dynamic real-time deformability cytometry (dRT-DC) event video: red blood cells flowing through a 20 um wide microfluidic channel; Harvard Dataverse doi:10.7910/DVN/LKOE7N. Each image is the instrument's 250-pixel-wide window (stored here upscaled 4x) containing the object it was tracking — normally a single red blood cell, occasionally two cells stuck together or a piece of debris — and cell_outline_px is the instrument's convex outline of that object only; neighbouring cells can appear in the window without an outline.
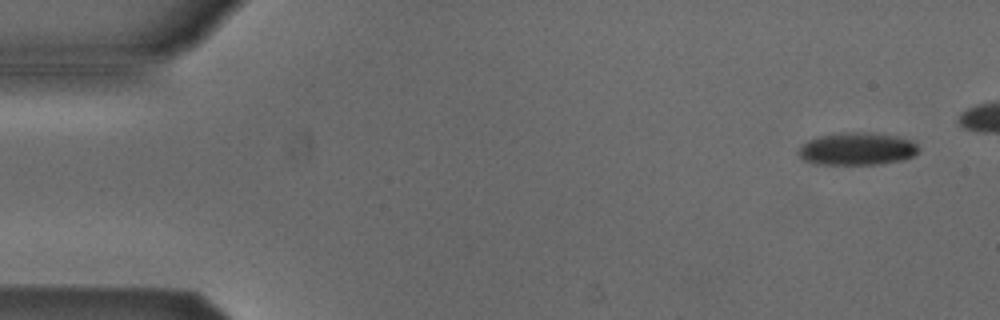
{"species": "Egyptian fruit bat (a non-hibernating species)", "species_latin": "Rousettus aegyptiacus", "temperature_condition": "cold", "stored_images_in_passage": 3, "camera_frame_rate_fps": 3000, "um_per_image_px": 0.085, "animal": {"sex": "male"}, "frame": {"image": 1, "passage_image": 1, "time_ms": 0.0, "image_size_px": [1000, 320], "cell_outline_px": [[920, 148], [912, 156], [900, 160], [876, 164], [812, 164], [804, 160], [796, 152], [808, 140], [820, 136], [840, 132], [868, 132], [896, 136], [912, 140]], "centroid_in_image_um": [72.83, 12.64], "position_along_channel_um": 12.2, "area_um2": 22.72}}